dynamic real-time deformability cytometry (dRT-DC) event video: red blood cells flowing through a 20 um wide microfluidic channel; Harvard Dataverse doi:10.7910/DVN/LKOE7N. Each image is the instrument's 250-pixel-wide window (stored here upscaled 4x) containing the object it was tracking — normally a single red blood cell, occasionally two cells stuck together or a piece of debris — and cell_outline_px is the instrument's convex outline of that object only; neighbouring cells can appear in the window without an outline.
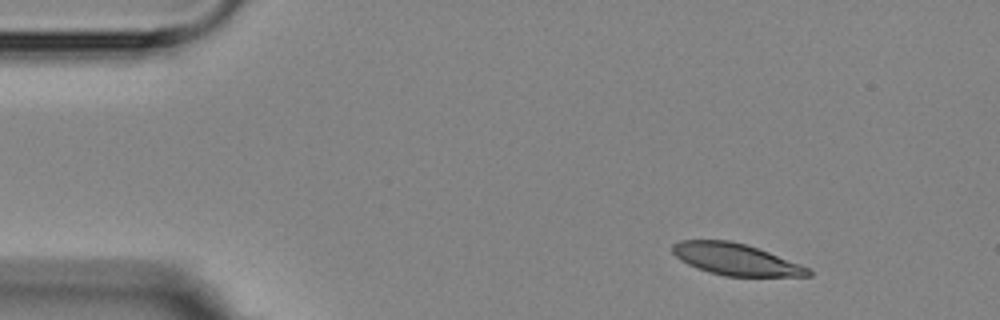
{"species": "Egyptian fruit bat (a non-hibernating species)", "species_latin": "Rousettus aegyptiacus", "temperature_condition": "room temperature", "stored_images_in_passage": 4, "segment_of_instrument_passage": [1, 2], "camera_frame_rate_fps": 3000, "um_per_image_px": 0.085, "animal": {"sex": "female"}, "frame": {"image": 1, "passage_image": 1, "time_ms": 0.0, "image_size_px": [1000, 320], "cell_outline_px": [[812, 276], [724, 276], [708, 272], [696, 268], [680, 260], [672, 252], [672, 244], [680, 240], [728, 240], [744, 244], [768, 252], [800, 264], [808, 268], [812, 272]], "centroid_in_image_um": [62.5, 22.05], "position_along_channel_um": 22.5, "area_um2": 24.85}}